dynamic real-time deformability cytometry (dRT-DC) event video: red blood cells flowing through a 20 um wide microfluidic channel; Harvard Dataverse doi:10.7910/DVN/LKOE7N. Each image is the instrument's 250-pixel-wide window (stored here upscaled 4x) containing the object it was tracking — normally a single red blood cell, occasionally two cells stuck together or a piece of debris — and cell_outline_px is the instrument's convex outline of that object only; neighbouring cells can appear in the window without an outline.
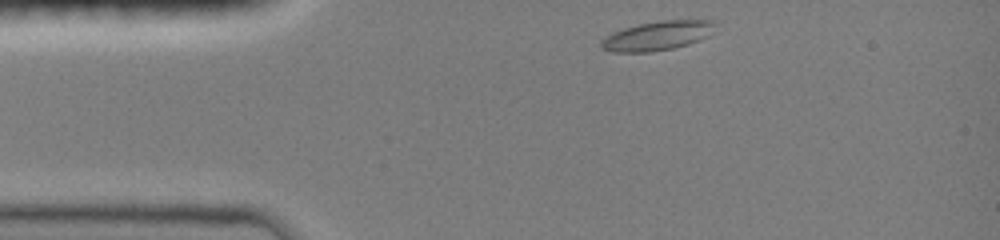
{"species": "common noctule bat (a hibernating species)", "species_latin": "Nyctalus noctula", "temperature_condition": "room temperature", "stored_images_in_passage": 35, "camera_frame_rate_fps": 3000, "um_per_image_px": 0.085, "animal": {"sex": "female", "body_mass_g": 19.0, "forearm_length_mm": 51.5}, "frame": {"image": 1, "passage_image": 1, "time_ms": 0.0, "image_size_px": [1000, 240], "cell_outline_px": [[716, 20], [708, 36], [700, 40], [688, 44], [672, 48], [648, 52], [612, 52], [600, 48], [600, 40], [604, 36], [612, 32], [624, 28], [640, 24], [660, 20]], "centroid_in_image_um": [55.81, 3.04], "position_along_channel_um": 29.2, "area_um2": 19.36}}
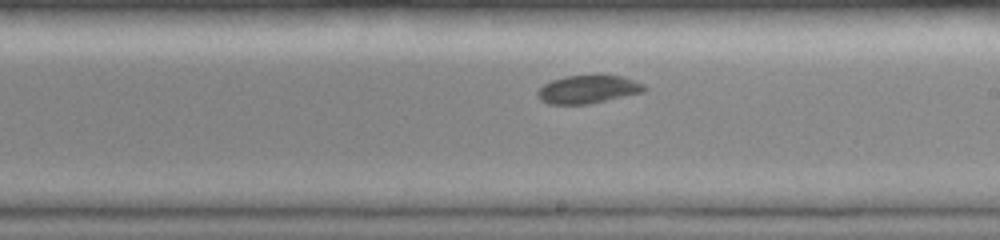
{"frame": {"image": 2, "passage_image": 20, "time_ms": 6.333, "image_size_px": [1000, 240], "cell_outline_px": [[648, 88], [640, 92], [624, 96], [588, 104], [548, 104], [540, 100], [536, 96], [536, 92], [544, 84], [552, 80], [564, 76], [596, 72], [624, 76], [644, 84]], "centroid_in_image_um": [49.96, 7.54], "position_along_channel_um": 239.0, "area_um2": 18.15}}
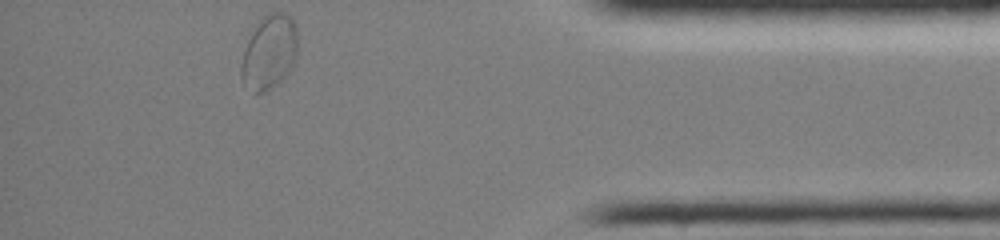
{"frame": {"image": 3, "passage_image": 35, "time_ms": 11.333, "image_size_px": [1000, 240], "cell_outline_px": [[296, 56], [288, 72], [276, 84], [264, 92], [256, 96], [240, 76], [240, 64], [248, 40], [252, 32], [260, 20], [268, 12], [284, 12], [296, 24]], "centroid_in_image_um": [22.87, 4.44], "position_along_channel_um": 412.3, "area_um2": 24.04}, "authors_computed_cell_mechanics": {"area_um2": 18.1492, "velocity_mm_per_s": 3.9781, "shape_relaxation_time_tau1_ms": 7.6219, "shape_relaxation_time_tau2_ms": 1.3009, "deformation_change_tau1": 0.1624, "deformation_change_tau2": 0.0289}}